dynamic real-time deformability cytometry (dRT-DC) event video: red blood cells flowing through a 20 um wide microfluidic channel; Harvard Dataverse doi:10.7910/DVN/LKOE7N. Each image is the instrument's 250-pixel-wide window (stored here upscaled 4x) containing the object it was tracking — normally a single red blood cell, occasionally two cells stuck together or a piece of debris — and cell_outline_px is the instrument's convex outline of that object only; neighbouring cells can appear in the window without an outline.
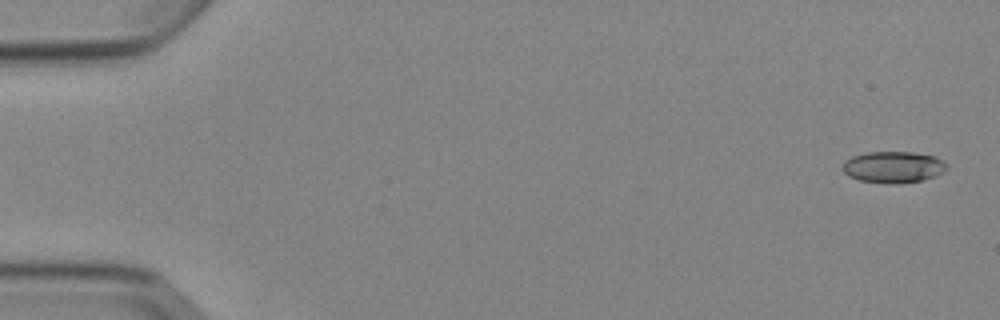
{"species": "Egyptian fruit bat (a non-hibernating species)", "species_latin": "Rousettus aegyptiacus", "temperature_condition": "cold", "stored_images_in_passage": 5, "camera_frame_rate_fps": 3000, "um_per_image_px": 0.085, "animal": {"sex": "female"}, "frame": {"image": 1, "passage_image": 1, "time_ms": 0.0, "image_size_px": [1000, 320], "cell_outline_px": [[948, 168], [944, 172], [936, 176], [924, 180], [900, 184], [888, 184], [860, 180], [848, 176], [840, 168], [844, 160], [852, 156], [864, 152], [912, 152], [932, 156], [940, 160]], "centroid_in_image_um": [75.87, 14.21], "position_along_channel_um": 9.1, "area_um2": 19.31}}
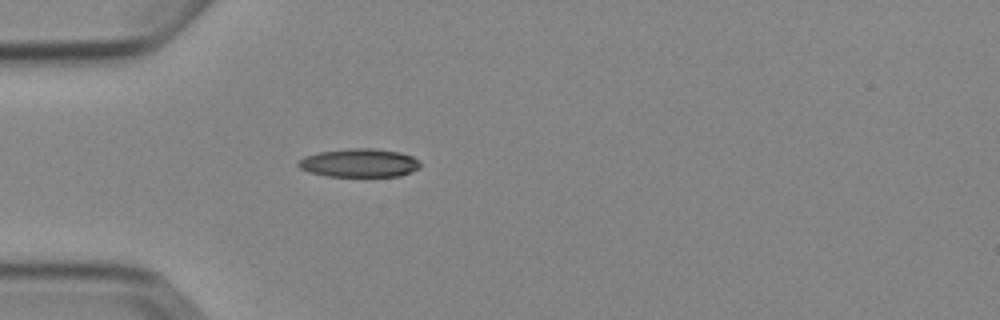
{"frame": {"image": 2, "passage_image": 5, "time_ms": 4.667, "image_size_px": [1000, 320], "cell_outline_px": [[420, 168], [412, 172], [400, 176], [328, 176], [308, 172], [300, 168], [296, 164], [304, 156], [320, 152], [352, 148], [372, 148], [400, 152], [412, 156], [420, 160]], "centroid_in_image_um": [30.57, 13.85], "position_along_channel_um": 54.4, "area_um2": 20.29}}